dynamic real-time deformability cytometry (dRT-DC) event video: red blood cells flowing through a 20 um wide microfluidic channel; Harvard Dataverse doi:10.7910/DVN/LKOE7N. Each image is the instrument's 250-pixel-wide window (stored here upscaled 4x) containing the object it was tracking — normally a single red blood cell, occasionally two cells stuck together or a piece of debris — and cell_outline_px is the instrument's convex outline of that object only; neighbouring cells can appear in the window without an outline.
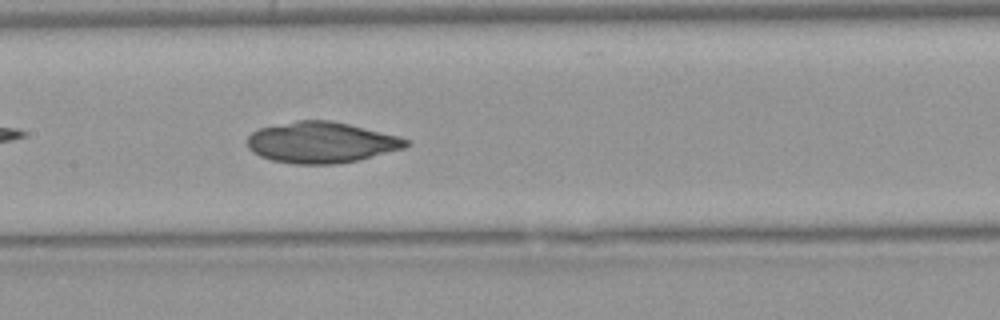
{"species": "Egyptian fruit bat (a non-hibernating species)", "species_latin": "Rousettus aegyptiacus", "temperature_condition": "warm", "stored_images_in_passage": 32, "camera_frame_rate_fps": 3000, "um_per_image_px": 0.085, "animal": {"sex": "female"}, "frame": {"image": 1, "passage_image": 23, "time_ms": 7.333, "image_size_px": [1000, 320], "cell_outline_px": [[412, 144], [404, 148], [356, 160], [336, 164], [296, 164], [272, 160], [260, 156], [252, 152], [248, 148], [248, 136], [252, 132], [260, 128], [296, 120], [328, 120], [348, 124], [400, 136], [412, 140]], "centroid_in_image_um": [27.33, 12.1], "position_along_channel_um": 180.1, "area_um2": 37.86}}